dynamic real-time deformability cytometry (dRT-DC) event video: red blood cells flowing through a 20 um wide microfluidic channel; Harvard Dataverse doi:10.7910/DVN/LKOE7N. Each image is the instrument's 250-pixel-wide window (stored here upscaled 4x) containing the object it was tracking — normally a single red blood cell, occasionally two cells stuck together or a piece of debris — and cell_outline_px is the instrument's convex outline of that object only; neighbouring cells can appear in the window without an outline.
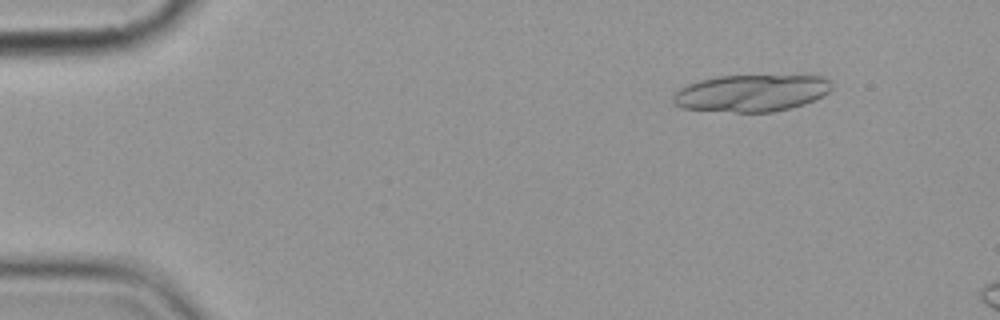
{"species": "common noctule bat (a hibernating species)", "species_latin": "Nyctalus noctula", "temperature_condition": "cold", "stored_images_in_passage": 4, "camera_frame_rate_fps": 3000, "um_per_image_px": 0.085, "animal": {"sex": "female", "body_mass_g": 19.9}, "frame": {"image": 1, "passage_image": 2, "time_ms": 1.333, "image_size_px": [1000, 320], "cell_outline_px": [[832, 88], [828, 92], [804, 104], [772, 112], [736, 112], [684, 108], [672, 104], [672, 96], [680, 88], [688, 84], [700, 80], [720, 76], [824, 76], [832, 80]], "centroid_in_image_um": [63.86, 7.91], "position_along_channel_um": 21.1, "area_um2": 33.93}}